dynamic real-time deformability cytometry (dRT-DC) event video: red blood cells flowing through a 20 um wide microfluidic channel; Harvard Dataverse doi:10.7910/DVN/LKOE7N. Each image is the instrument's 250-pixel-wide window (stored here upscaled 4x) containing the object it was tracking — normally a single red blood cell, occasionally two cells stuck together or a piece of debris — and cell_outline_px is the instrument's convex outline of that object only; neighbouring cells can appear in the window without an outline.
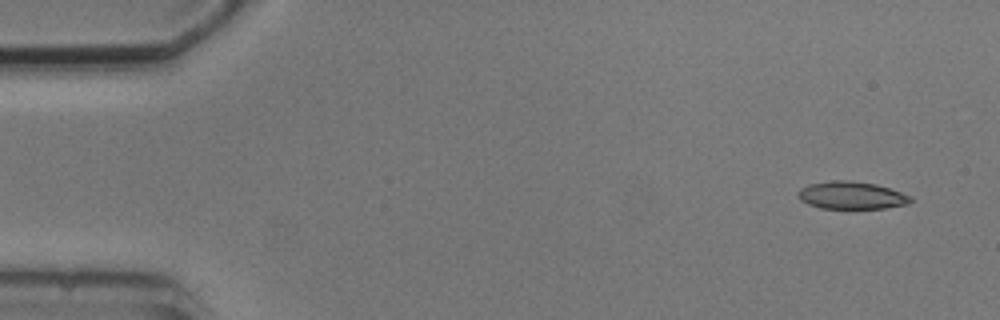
{"species": "common noctule bat (a hibernating species)", "species_latin": "Nyctalus noctula", "temperature_condition": "cold", "stored_images_in_passage": 6, "segment_of_instrument_passage": [1, 2], "camera_frame_rate_fps": 3000, "um_per_image_px": 0.085, "animal": {"sex": "male", "body_mass_g": 20.5, "forearm_length_mm": 52.5}, "frame": {"image": 1, "passage_image": 1, "time_ms": 0.0, "image_size_px": [1000, 320], "cell_outline_px": [[912, 200], [908, 204], [884, 208], [820, 208], [808, 204], [800, 200], [796, 196], [796, 192], [800, 188], [808, 184], [832, 180], [848, 180], [876, 184], [912, 196]], "centroid_in_image_um": [72.33, 16.6], "position_along_channel_um": 12.7, "area_um2": 18.15}}
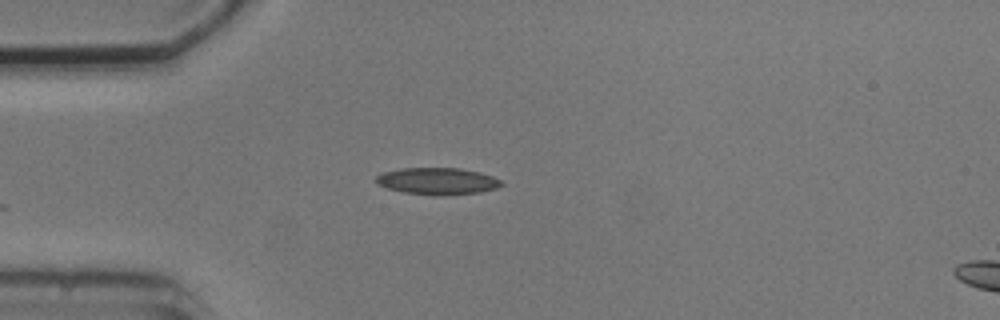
{"frame": {"image": 2, "passage_image": 4, "time_ms": 3.667, "image_size_px": [1000, 320], "cell_outline_px": [[504, 184], [496, 188], [480, 192], [404, 192], [388, 188], [376, 184], [376, 176], [380, 172], [400, 168], [460, 168], [480, 172], [492, 176], [500, 180]], "centroid_in_image_um": [37.14, 15.33], "position_along_channel_um": 47.9, "area_um2": 18.61}}